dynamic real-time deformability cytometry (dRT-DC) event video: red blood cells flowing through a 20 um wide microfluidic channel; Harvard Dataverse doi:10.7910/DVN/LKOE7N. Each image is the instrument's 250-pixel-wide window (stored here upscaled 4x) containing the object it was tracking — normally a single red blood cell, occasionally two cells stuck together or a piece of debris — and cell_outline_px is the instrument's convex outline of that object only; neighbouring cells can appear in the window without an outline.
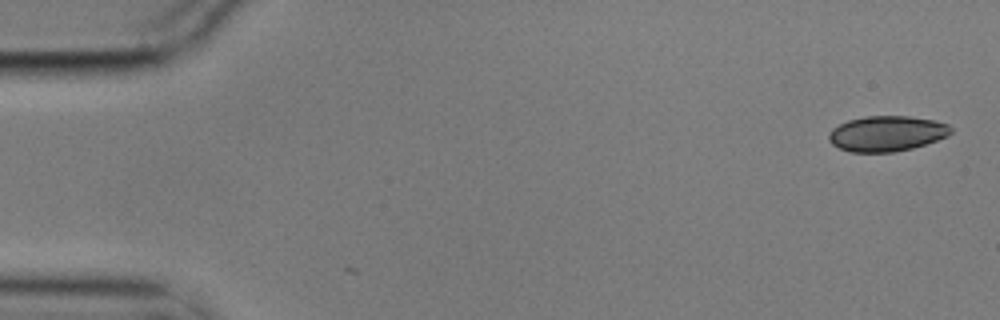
{"species": "common noctule bat (a hibernating species)", "species_latin": "Nyctalus noctula", "temperature_condition": "cold", "stored_images_in_passage": 5, "camera_frame_rate_fps": 3000, "um_per_image_px": 0.085, "animal": {"sex": "male", "body_mass_g": 17.9}, "frame": {"image": 1, "passage_image": 1, "time_ms": 0.0, "image_size_px": [1000, 320], "cell_outline_px": [[952, 132], [948, 136], [912, 148], [892, 152], [848, 152], [832, 144], [828, 140], [828, 136], [832, 128], [848, 120], [868, 116], [908, 116], [936, 120], [948, 124], [952, 128]], "centroid_in_image_um": [75.38, 11.35], "position_along_channel_um": 9.6, "area_um2": 25.2}}
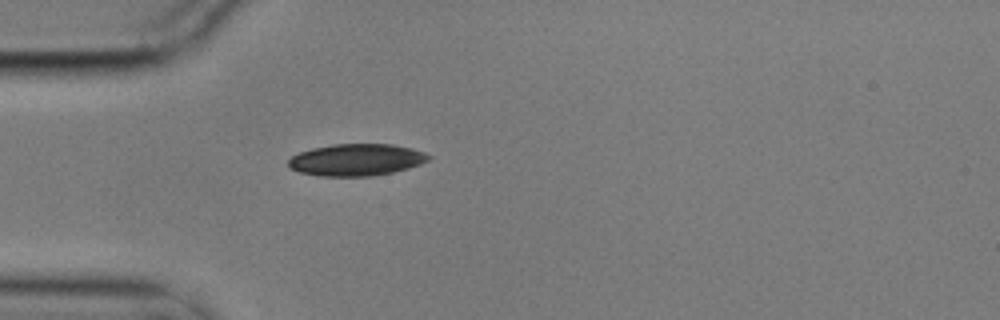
{"frame": {"image": 2, "passage_image": 5, "time_ms": 1.333, "image_size_px": [1000, 320], "cell_outline_px": [[432, 156], [428, 160], [420, 164], [408, 168], [392, 172], [372, 176], [320, 176], [300, 172], [288, 168], [288, 160], [292, 156], [300, 152], [312, 148], [332, 144], [392, 144], [412, 148], [424, 152]], "centroid_in_image_um": [30.28, 13.58], "position_along_channel_um": 54.7, "area_um2": 26.13}}